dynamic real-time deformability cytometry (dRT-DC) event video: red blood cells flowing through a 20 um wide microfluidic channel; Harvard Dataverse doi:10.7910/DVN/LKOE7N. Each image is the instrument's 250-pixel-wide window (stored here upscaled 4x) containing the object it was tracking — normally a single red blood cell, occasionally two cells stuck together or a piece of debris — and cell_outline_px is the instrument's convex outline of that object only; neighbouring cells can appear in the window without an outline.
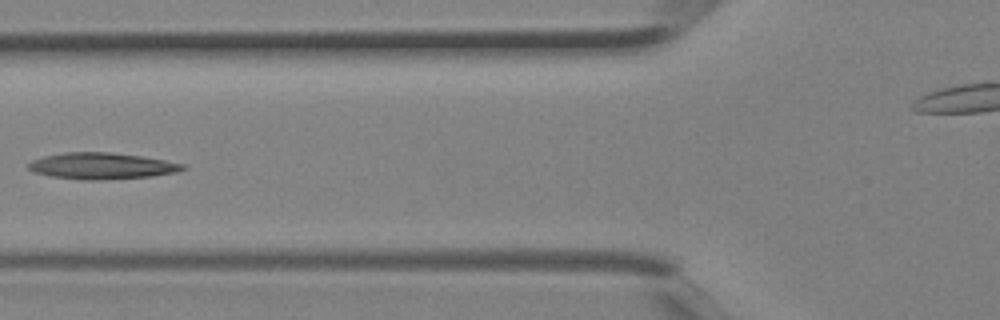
{"species": "Egyptian fruit bat (a non-hibernating species)", "species_latin": "Rousettus aegyptiacus", "temperature_condition": "room temperature", "stored_images_in_passage": 4, "segment_of_instrument_passage": [1, 2], "camera_frame_rate_fps": 3000, "um_per_image_px": 0.085, "animal": {"sex": "female"}, "frame": {"image": 1, "passage_image": 2, "time_ms": 0.333, "image_size_px": [1000, 320], "cell_outline_px": [[188, 168], [176, 172], [152, 176], [108, 180], [84, 180], [52, 176], [36, 172], [28, 168], [28, 164], [32, 160], [44, 156], [64, 152], [108, 152], [140, 156], [164, 160], [184, 164]], "centroid_in_image_um": [8.67, 14.11], "position_along_channel_um": 117.1, "area_um2": 23.64}}